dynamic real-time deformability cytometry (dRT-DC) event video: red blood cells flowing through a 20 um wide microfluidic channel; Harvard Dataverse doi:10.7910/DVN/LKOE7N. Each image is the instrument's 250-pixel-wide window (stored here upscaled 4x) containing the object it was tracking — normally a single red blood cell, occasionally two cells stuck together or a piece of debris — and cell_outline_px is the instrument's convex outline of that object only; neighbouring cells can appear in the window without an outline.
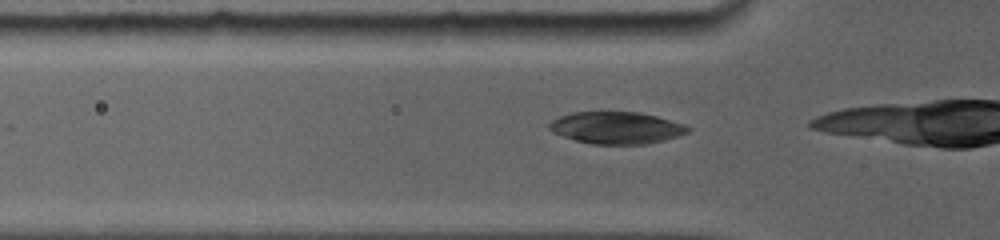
{"species": "common noctule bat (a hibernating species)", "species_latin": "Nyctalus noctula", "temperature_condition": "room temperature", "stored_images_in_passage": 9, "camera_frame_rate_fps": 5000, "um_per_image_px": 0.085, "animal": {"sex": "female", "body_mass_g": 19.0, "forearm_length_mm": 56.7}, "frame": {"image": 1, "passage_image": 2, "time_ms": 0.4, "image_size_px": [1000, 240], "cell_outline_px": [[692, 128], [688, 132], [664, 140], [648, 144], [592, 144], [576, 140], [552, 132], [548, 128], [548, 124], [552, 120], [560, 116], [572, 112], [640, 112], [656, 116], [684, 124]], "centroid_in_image_um": [52.39, 10.86], "position_along_channel_um": 73.4, "area_um2": 25.78}}
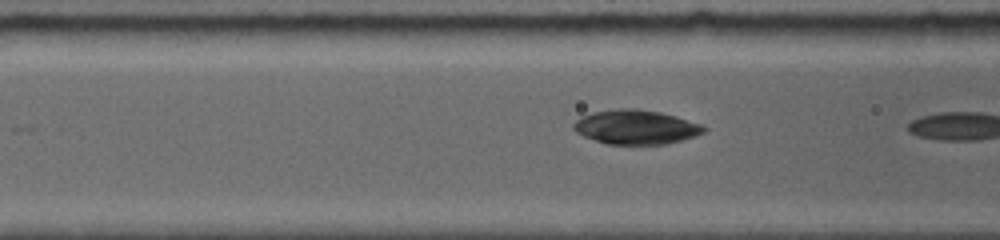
{"frame": {"image": 2, "passage_image": 4, "time_ms": 1.4, "image_size_px": [1000, 240], "cell_outline_px": [[708, 128], [704, 132], [680, 140], [664, 144], [608, 144], [584, 136], [576, 132], [572, 128], [572, 124], [580, 116], [592, 112], [616, 108], [636, 108], [660, 112], [676, 116], [704, 124]], "centroid_in_image_um": [54.04, 10.78], "position_along_channel_um": 112.6, "area_um2": 26.13}}